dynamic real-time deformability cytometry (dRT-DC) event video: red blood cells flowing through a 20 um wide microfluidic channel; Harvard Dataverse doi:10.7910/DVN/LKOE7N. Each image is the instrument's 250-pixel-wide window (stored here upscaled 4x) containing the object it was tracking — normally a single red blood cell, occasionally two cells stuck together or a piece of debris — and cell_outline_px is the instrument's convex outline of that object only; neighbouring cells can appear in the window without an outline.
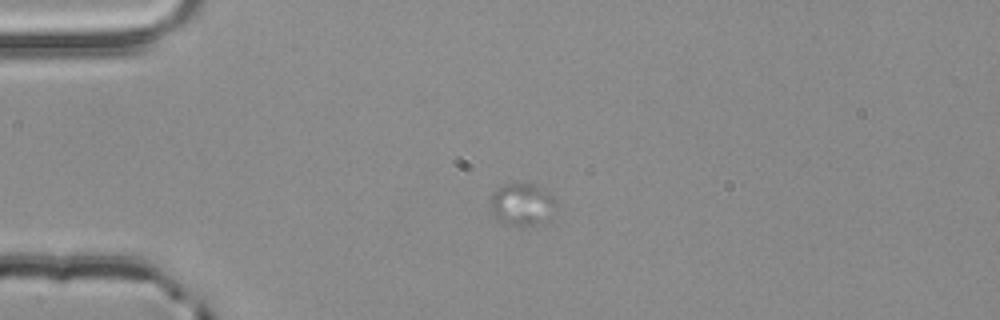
{"species": "common noctule bat (a hibernating species)", "species_latin": "Nyctalus noctula", "temperature_condition": "room temperature", "stored_images_in_passage": 3, "camera_frame_rate_fps": 3000, "um_per_image_px": 0.085, "animal": {"sex": "male", "body_mass_g": 20.4}, "frame": {"image": 1, "passage_image": 1, "time_ms": 0.0, "image_size_px": [1000, 320], "cell_outline_px": [[556, 204], [552, 216], [548, 220], [536, 224], [500, 224], [492, 216], [492, 192], [496, 188], [504, 184], [536, 184], [552, 192], [556, 200]], "centroid_in_image_um": [44.4, 17.35], "position_along_channel_um": 40.6, "area_um2": 16.42}}